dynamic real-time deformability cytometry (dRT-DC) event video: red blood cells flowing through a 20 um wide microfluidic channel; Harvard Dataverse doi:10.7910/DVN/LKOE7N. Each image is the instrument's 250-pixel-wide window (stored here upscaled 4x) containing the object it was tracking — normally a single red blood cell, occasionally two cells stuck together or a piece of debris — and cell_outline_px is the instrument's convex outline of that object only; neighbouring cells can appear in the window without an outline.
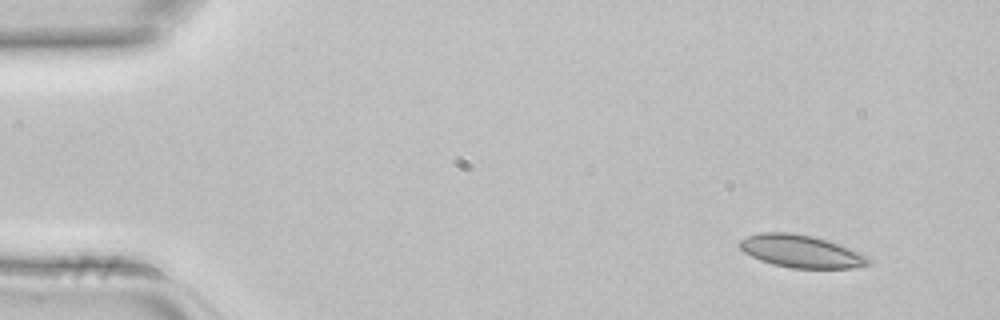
{"species": "common noctule bat (a hibernating species)", "species_latin": "Nyctalus noctula", "temperature_condition": "room temperature", "stored_images_in_passage": 2, "camera_frame_rate_fps": 3000, "um_per_image_px": 0.085, "animal": {"sex": "female", "body_mass_g": 22.7, "forearm_length_mm": 54.2}, "frame": {"image": 1, "passage_image": 1, "time_ms": 0.0, "image_size_px": [1000, 320], "cell_outline_px": [[872, 264], [852, 268], [792, 268], [772, 264], [760, 260], [744, 252], [736, 244], [740, 240], [748, 236], [760, 232], [792, 232], [812, 236], [828, 240], [860, 252], [868, 256], [872, 260]], "centroid_in_image_um": [68.1, 21.36], "position_along_channel_um": 16.9, "area_um2": 24.68}}
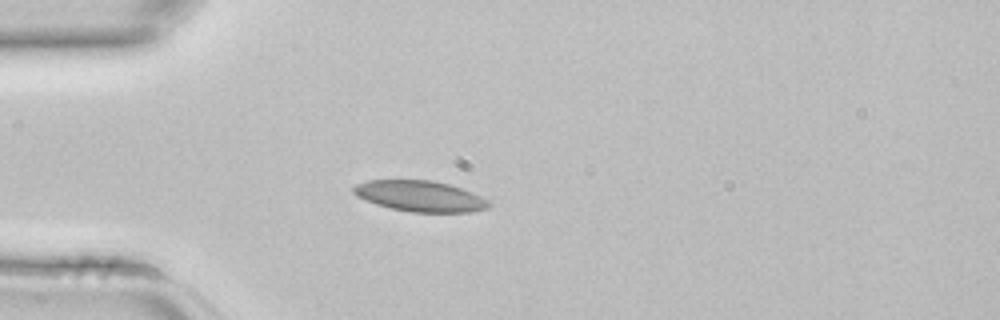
{"frame": {"image": 2, "passage_image": 2, "time_ms": 0.333, "image_size_px": [1000, 320], "cell_outline_px": [[492, 204], [488, 208], [472, 212], [412, 212], [392, 208], [376, 204], [356, 196], [352, 192], [352, 188], [356, 184], [368, 180], [432, 180], [448, 184], [472, 192], [488, 200]], "centroid_in_image_um": [35.7, 16.67], "position_along_channel_um": 49.3, "area_um2": 24.28}}